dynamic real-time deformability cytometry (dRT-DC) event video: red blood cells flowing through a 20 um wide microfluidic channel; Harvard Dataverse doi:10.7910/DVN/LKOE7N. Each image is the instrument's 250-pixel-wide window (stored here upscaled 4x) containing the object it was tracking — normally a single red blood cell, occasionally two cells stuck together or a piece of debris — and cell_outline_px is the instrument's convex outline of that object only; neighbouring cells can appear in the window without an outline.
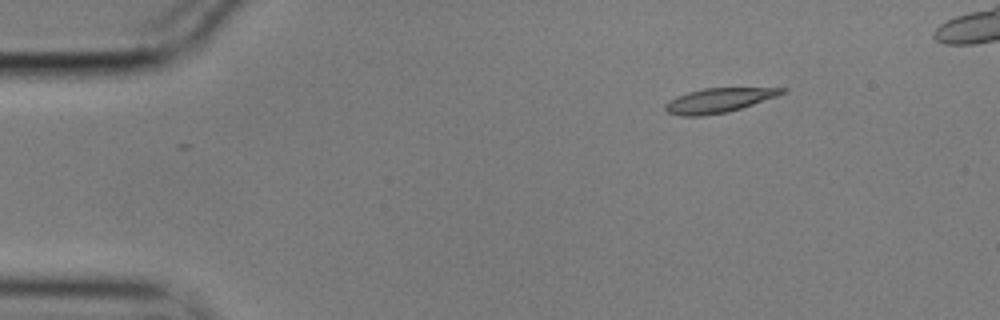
{"species": "common noctule bat (a hibernating species)", "species_latin": "Nyctalus noctula", "temperature_condition": "cold", "stored_images_in_passage": 47, "camera_frame_rate_fps": 3000, "um_per_image_px": 0.085, "animal": {"sex": "male", "body_mass_g": 17.9}, "frame": {"image": 1, "passage_image": 1, "time_ms": 0.0, "image_size_px": [1000, 320], "cell_outline_px": [[788, 92], [728, 112], [700, 116], [680, 116], [668, 112], [664, 108], [664, 104], [668, 100], [676, 96], [688, 92], [704, 88], [788, 88]], "centroid_in_image_um": [61.05, 8.53], "position_along_channel_um": 23.9, "area_um2": 16.53}}
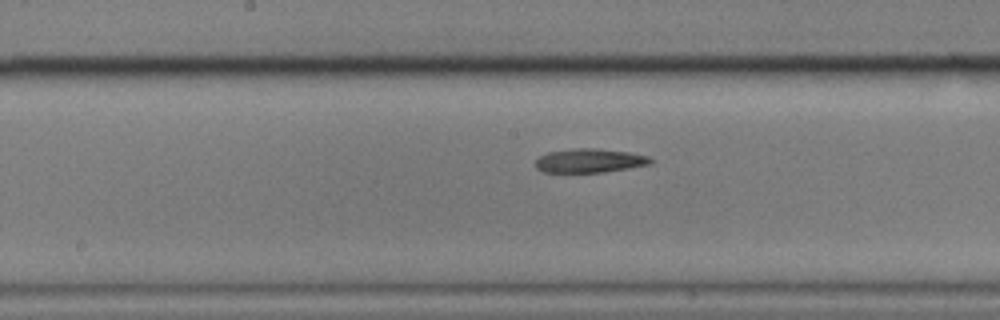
{"frame": {"image": 2, "passage_image": 22, "time_ms": 7.0, "image_size_px": [1000, 320], "cell_outline_px": [[656, 160], [652, 164], [604, 172], [544, 172], [536, 168], [536, 160], [540, 156], [548, 152], [572, 148], [596, 148], [628, 152], [648, 156]], "centroid_in_image_um": [50.15, 13.65], "position_along_channel_um": 198.0, "area_um2": 16.13}}
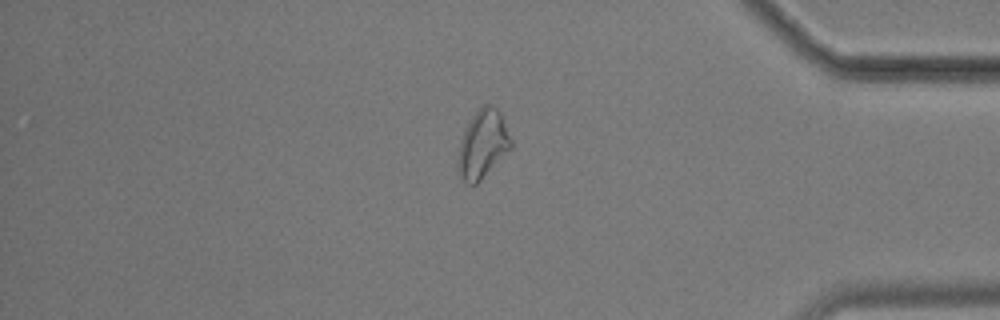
{"frame": {"image": 3, "passage_image": 41, "time_ms": 13.333, "image_size_px": [1000, 320], "cell_outline_px": [[512, 148], [476, 184], [468, 184], [456, 172], [456, 164], [460, 144], [464, 132], [472, 116], [484, 104], [492, 104], [500, 112], [512, 140]], "centroid_in_image_um": [41.03, 12.27], "position_along_channel_um": 394.2, "area_um2": 20.92}}